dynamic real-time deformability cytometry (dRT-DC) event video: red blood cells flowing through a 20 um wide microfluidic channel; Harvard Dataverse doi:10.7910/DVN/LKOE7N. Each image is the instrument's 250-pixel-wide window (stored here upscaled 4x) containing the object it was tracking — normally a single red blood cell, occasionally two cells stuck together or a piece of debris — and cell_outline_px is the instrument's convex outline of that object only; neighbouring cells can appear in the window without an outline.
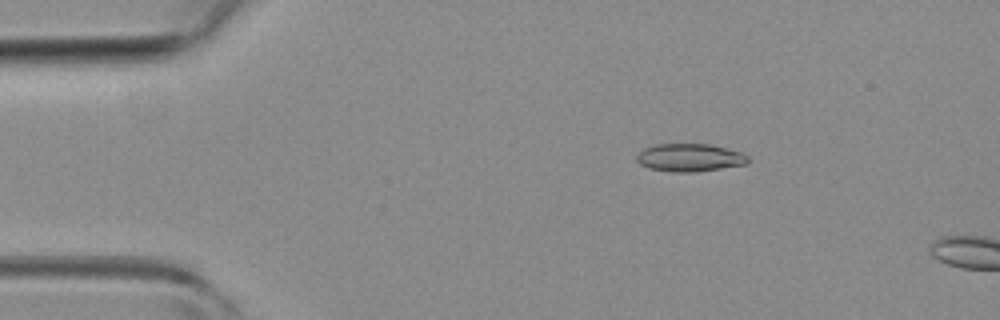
{"species": "common noctule bat (a hibernating species)", "species_latin": "Nyctalus noctula", "temperature_condition": "room temperature", "stored_images_in_passage": 3, "camera_frame_rate_fps": 3000, "um_per_image_px": 0.085, "animal": {"sex": "female", "body_mass_g": 19.3, "forearm_length_mm": 54.1}, "frame": {"image": 1, "passage_image": 2, "time_ms": 1.0, "image_size_px": [1000, 320], "cell_outline_px": [[748, 164], [692, 172], [672, 172], [648, 168], [640, 164], [636, 160], [636, 156], [644, 148], [656, 144], [708, 144], [744, 152], [748, 156]], "centroid_in_image_um": [58.63, 13.39], "position_along_channel_um": 26.4, "area_um2": 18.09}}